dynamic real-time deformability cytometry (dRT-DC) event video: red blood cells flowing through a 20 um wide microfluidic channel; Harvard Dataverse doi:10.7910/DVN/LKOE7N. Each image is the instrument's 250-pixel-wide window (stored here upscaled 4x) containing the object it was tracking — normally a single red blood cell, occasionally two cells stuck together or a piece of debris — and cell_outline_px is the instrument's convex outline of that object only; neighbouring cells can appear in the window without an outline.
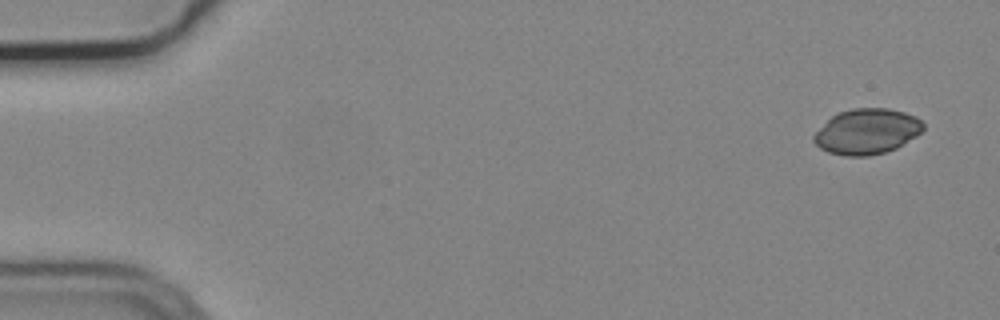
{"species": "common noctule bat (a hibernating species)", "species_latin": "Nyctalus noctula", "temperature_condition": "cold", "stored_images_in_passage": 6, "camera_frame_rate_fps": 3000, "um_per_image_px": 0.085, "animal": {"sex": "male", "body_mass_g": 19.2, "forearm_length_mm": 51.8}, "frame": {"image": 1, "passage_image": 1, "time_ms": 0.0, "image_size_px": [1000, 320], "cell_outline_px": [[924, 128], [916, 136], [896, 148], [884, 152], [868, 156], [844, 156], [828, 152], [820, 148], [812, 140], [812, 136], [832, 116], [840, 112], [852, 108], [888, 108], [904, 112], [916, 116], [924, 124]], "centroid_in_image_um": [73.68, 11.18], "position_along_channel_um": 11.3, "area_um2": 28.84}}
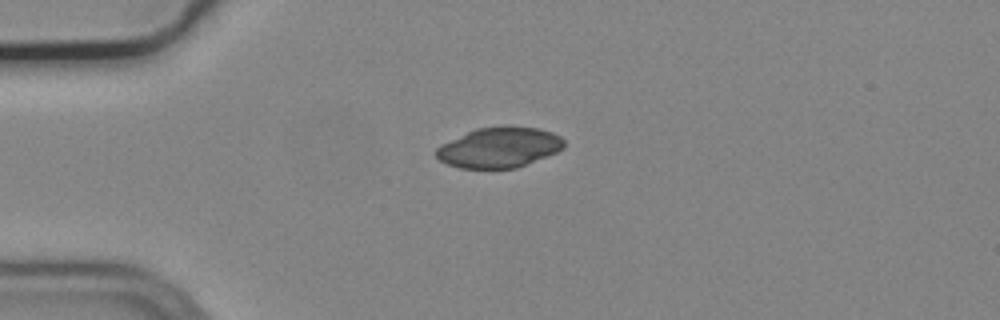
{"frame": {"image": 2, "passage_image": 4, "time_ms": 1.0, "image_size_px": [1000, 320], "cell_outline_px": [[564, 148], [556, 152], [516, 168], [460, 168], [448, 164], [440, 160], [436, 156], [436, 148], [440, 144], [476, 128], [504, 124], [508, 124], [540, 128], [552, 132], [560, 136], [564, 140]], "centroid_in_image_um": [42.44, 12.5], "position_along_channel_um": 42.6, "area_um2": 30.4}}